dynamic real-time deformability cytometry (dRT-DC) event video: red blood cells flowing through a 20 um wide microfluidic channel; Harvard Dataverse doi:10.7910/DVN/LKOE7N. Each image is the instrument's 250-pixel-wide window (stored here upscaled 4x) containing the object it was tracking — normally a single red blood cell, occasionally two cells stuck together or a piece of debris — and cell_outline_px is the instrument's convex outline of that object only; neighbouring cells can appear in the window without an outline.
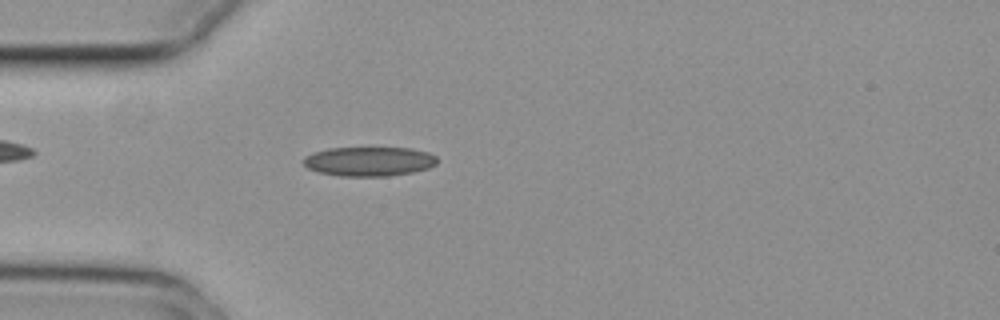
{"species": "common noctule bat (a hibernating species)", "species_latin": "Nyctalus noctula", "temperature_condition": "cold", "stored_images_in_passage": 4, "camera_frame_rate_fps": 3000, "um_per_image_px": 0.085, "animal": {"sex": "female", "body_mass_g": 29.2, "forearm_length_mm": 56.3}, "frame": {"image": 1, "passage_image": 1, "time_ms": 0.0, "image_size_px": [1000, 320], "cell_outline_px": [[436, 164], [428, 168], [412, 172], [388, 176], [340, 176], [320, 172], [308, 168], [304, 164], [304, 156], [312, 152], [328, 148], [412, 148], [428, 152], [436, 156]], "centroid_in_image_um": [31.37, 13.71], "position_along_channel_um": 53.6, "area_um2": 22.83}}